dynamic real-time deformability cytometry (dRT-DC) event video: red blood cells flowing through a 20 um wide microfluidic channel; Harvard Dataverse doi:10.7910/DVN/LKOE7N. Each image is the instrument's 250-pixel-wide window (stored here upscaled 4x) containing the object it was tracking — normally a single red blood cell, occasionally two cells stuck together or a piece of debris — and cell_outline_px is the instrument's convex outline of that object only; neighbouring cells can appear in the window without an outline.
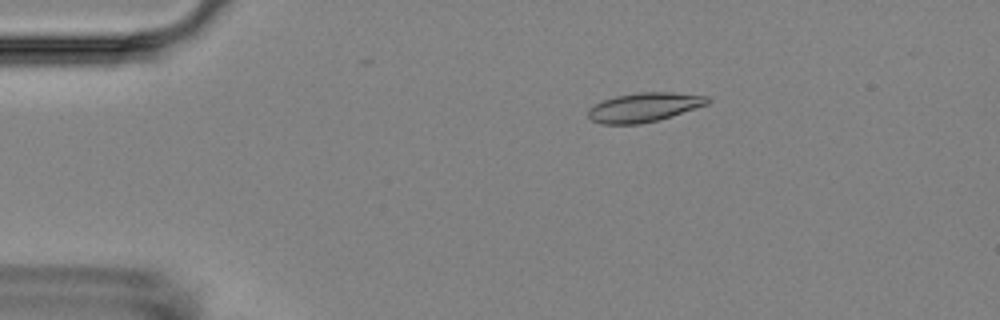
{"species": "Egyptian fruit bat (a non-hibernating species)", "species_latin": "Rousettus aegyptiacus", "temperature_condition": "room temperature", "stored_images_in_passage": 4, "camera_frame_rate_fps": 3000, "um_per_image_px": 0.085, "animal": {"sex": "female"}, "frame": {"image": 1, "passage_image": 1, "time_ms": 0.0, "image_size_px": [1000, 320], "cell_outline_px": [[712, 100], [708, 104], [672, 116], [640, 124], [604, 124], [592, 120], [588, 116], [588, 108], [604, 100], [616, 96], [636, 92], [672, 92], [708, 96]], "centroid_in_image_um": [54.77, 9.11], "position_along_channel_um": 30.2, "area_um2": 20.23}}